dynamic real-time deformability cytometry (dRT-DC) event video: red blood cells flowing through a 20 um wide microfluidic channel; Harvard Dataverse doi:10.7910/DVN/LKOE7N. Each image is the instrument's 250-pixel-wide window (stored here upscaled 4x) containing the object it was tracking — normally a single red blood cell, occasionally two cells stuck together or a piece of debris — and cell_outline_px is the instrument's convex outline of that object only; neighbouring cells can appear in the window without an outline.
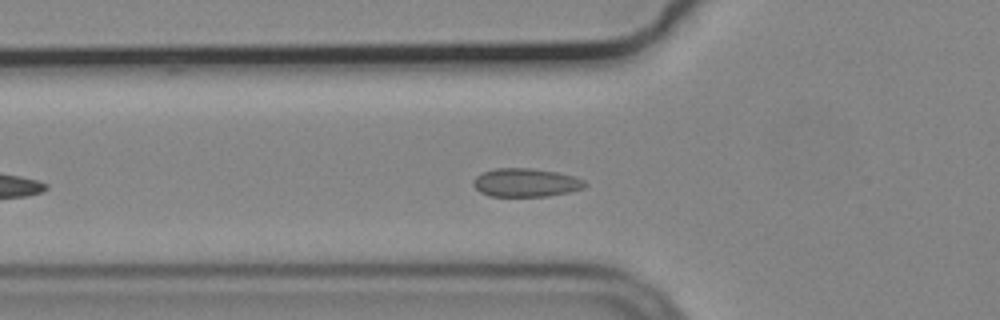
{"species": "common noctule bat (a hibernating species)", "species_latin": "Nyctalus noctula", "temperature_condition": "cold", "stored_images_in_passage": 33, "camera_frame_rate_fps": 3000, "um_per_image_px": 0.085, "animal": {"sex": "male", "body_mass_g": 19.2, "forearm_length_mm": 51.8}, "frame": {"image": 1, "passage_image": 5, "time_ms": 1.333, "image_size_px": [1000, 320], "cell_outline_px": [[588, 184], [584, 188], [568, 192], [548, 196], [488, 196], [480, 192], [472, 184], [472, 180], [476, 176], [484, 172], [496, 168], [528, 168], [556, 172], [572, 176], [584, 180]], "centroid_in_image_um": [44.67, 15.53], "position_along_channel_um": 81.1, "area_um2": 18.44}}
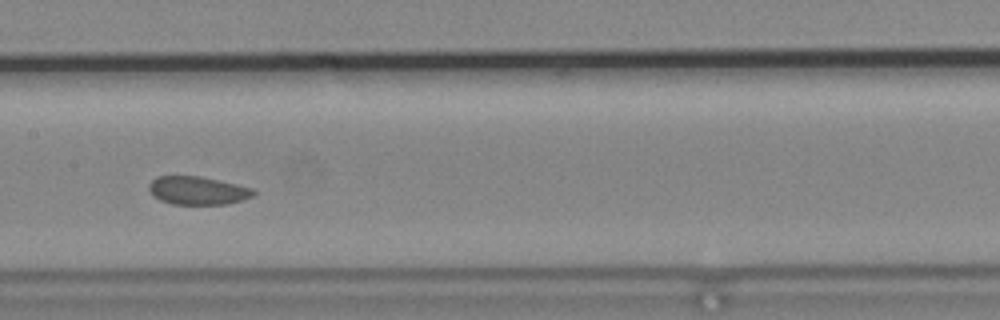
{"frame": {"image": 2, "passage_image": 14, "time_ms": 4.333, "image_size_px": [1000, 320], "cell_outline_px": [[256, 192], [252, 196], [240, 200], [224, 204], [172, 204], [160, 200], [152, 196], [148, 188], [148, 184], [156, 176], [196, 176], [236, 184], [252, 188]], "centroid_in_image_um": [16.73, 16.2], "position_along_channel_um": 190.7, "area_um2": 16.99}}
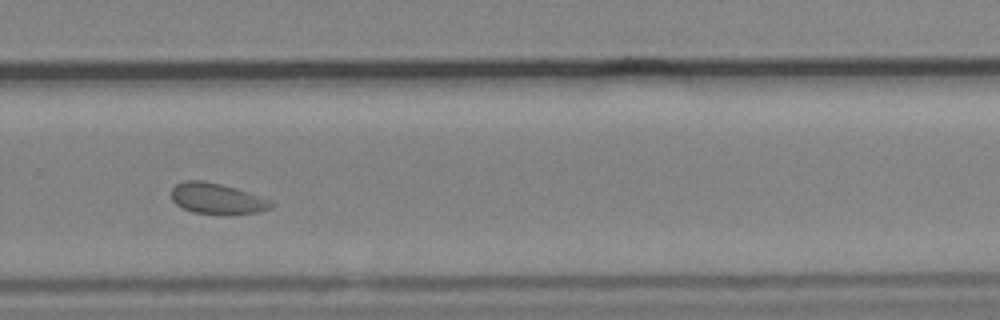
{"frame": {"image": 3, "passage_image": 24, "time_ms": 7.667, "image_size_px": [1000, 320], "cell_outline_px": [[276, 204], [260, 212], [228, 216], [192, 212], [176, 204], [172, 200], [172, 188], [176, 184], [184, 180], [200, 180], [220, 184], [236, 188], [276, 200]], "centroid_in_image_um": [18.52, 16.91], "position_along_channel_um": 311.3, "area_um2": 18.5}}